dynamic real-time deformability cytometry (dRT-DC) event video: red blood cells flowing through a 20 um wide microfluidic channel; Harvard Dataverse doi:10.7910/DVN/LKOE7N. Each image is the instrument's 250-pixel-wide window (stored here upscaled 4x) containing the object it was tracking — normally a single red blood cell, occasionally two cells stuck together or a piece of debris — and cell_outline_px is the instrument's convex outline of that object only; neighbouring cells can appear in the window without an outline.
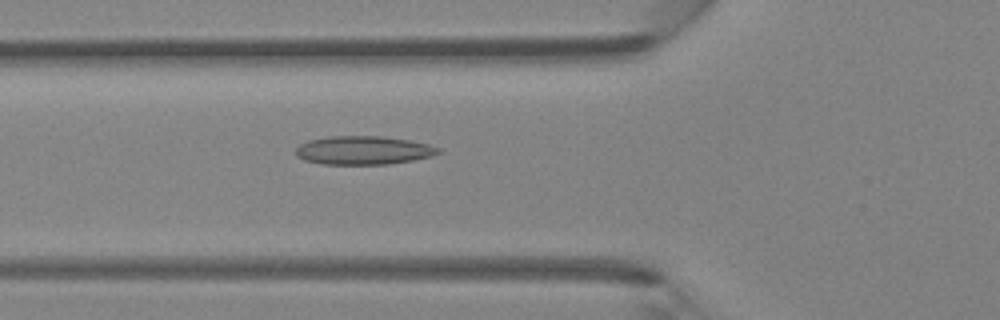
{"species": "Egyptian fruit bat (a non-hibernating species)", "species_latin": "Rousettus aegyptiacus", "temperature_condition": "room temperature", "stored_images_in_passage": 38, "camera_frame_rate_fps": 3000, "um_per_image_px": 0.085, "animal": {"sex": "female"}, "frame": {"image": 1, "passage_image": 9, "time_ms": 2.667, "image_size_px": [1000, 320], "cell_outline_px": [[440, 152], [432, 156], [412, 160], [388, 164], [320, 164], [304, 160], [296, 156], [296, 148], [300, 144], [308, 140], [328, 136], [380, 136], [408, 140], [428, 144], [440, 148]], "centroid_in_image_um": [30.85, 12.77], "position_along_channel_um": 94.9, "area_um2": 23.7}}
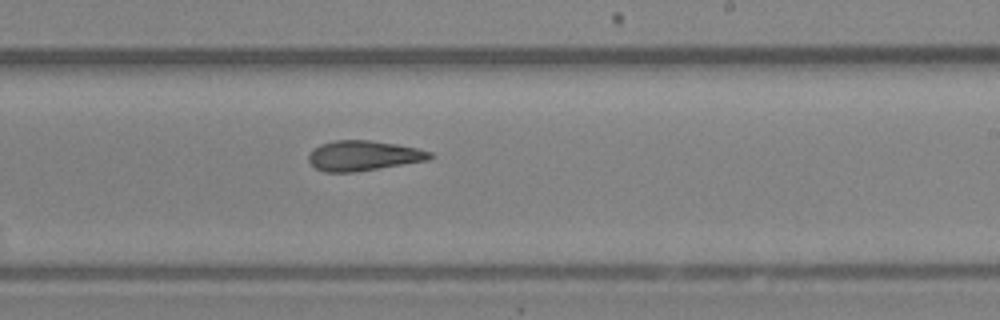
{"frame": {"image": 2, "passage_image": 20, "time_ms": 6.333, "image_size_px": [1000, 320], "cell_outline_px": [[436, 156], [428, 160], [356, 172], [324, 172], [316, 168], [308, 160], [308, 152], [312, 148], [320, 144], [336, 140], [368, 140], [396, 144], [416, 148], [432, 152]], "centroid_in_image_um": [30.87, 13.23], "position_along_channel_um": 258.1, "area_um2": 21.39}}
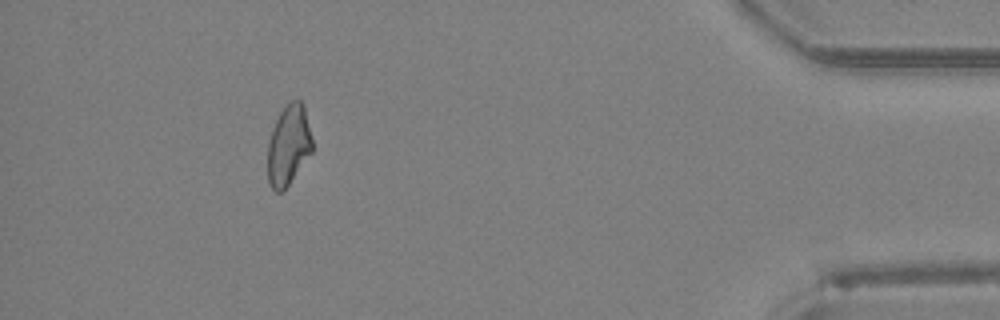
{"frame": {"image": 3, "passage_image": 34, "time_ms": 11.0, "image_size_px": [1000, 320], "cell_outline_px": [[312, 152], [288, 184], [280, 192], [276, 192], [268, 184], [268, 144], [276, 120], [284, 104], [292, 100], [300, 100], [304, 104], [312, 140]], "centroid_in_image_um": [24.53, 12.31], "position_along_channel_um": 410.7, "area_um2": 20.63}}